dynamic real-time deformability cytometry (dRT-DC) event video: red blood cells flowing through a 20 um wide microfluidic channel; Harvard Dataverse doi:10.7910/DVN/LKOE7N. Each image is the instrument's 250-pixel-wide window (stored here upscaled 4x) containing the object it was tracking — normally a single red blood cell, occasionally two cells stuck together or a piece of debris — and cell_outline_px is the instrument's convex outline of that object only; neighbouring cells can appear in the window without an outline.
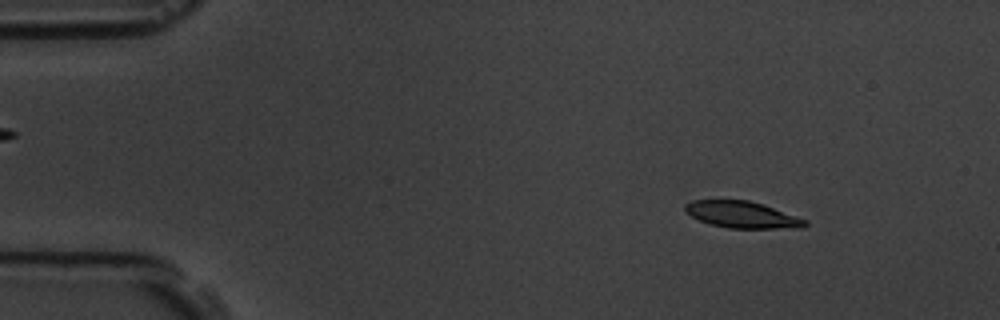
{"species": "common noctule bat (a hibernating species)", "species_latin": "Nyctalus noctula", "temperature_condition": "room temperature", "stored_images_in_passage": 17, "camera_frame_rate_fps": 3000, "um_per_image_px": 0.085, "animal": {"sex": "male", "body_mass_g": 19.5, "forearm_length_mm": 54.6}, "frame": {"image": 1, "passage_image": 2, "time_ms": 1.333, "image_size_px": [1000, 320], "cell_outline_px": [[808, 224], [804, 228], [728, 228], [708, 224], [684, 212], [684, 204], [692, 200], [748, 200], [764, 204], [808, 220]], "centroid_in_image_um": [63.09, 18.25], "position_along_channel_um": 21.9, "area_um2": 18.84}}
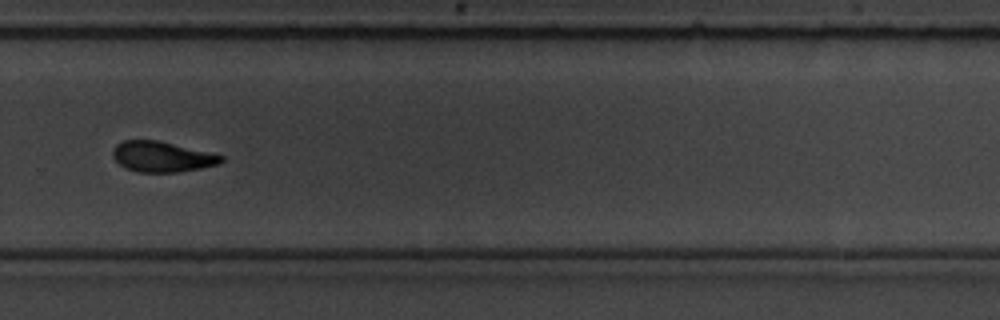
{"frame": {"image": 2, "passage_image": 11, "time_ms": 11.667, "image_size_px": [1000, 320], "cell_outline_px": [[224, 160], [220, 164], [200, 168], [176, 172], [136, 172], [120, 164], [112, 156], [112, 152], [116, 144], [124, 140], [156, 140], [208, 152], [224, 156]], "centroid_in_image_um": [13.76, 13.32], "position_along_channel_um": 316.0, "area_um2": 19.02}}
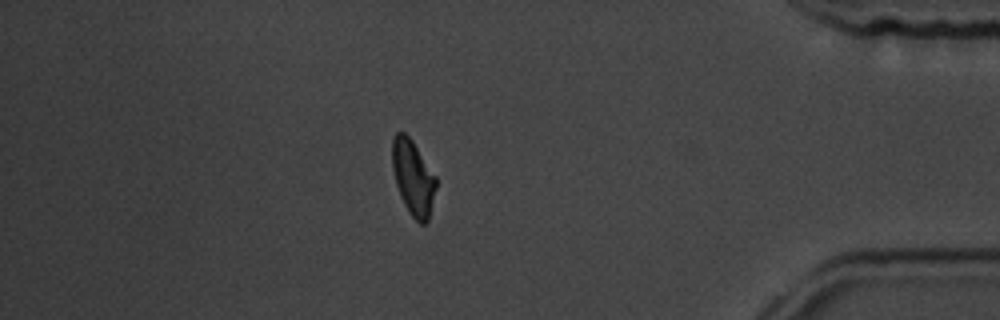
{"frame": {"image": 3, "passage_image": 14, "time_ms": 15.0, "image_size_px": [1000, 320], "cell_outline_px": [[436, 188], [428, 220], [424, 224], [420, 224], [408, 212], [400, 196], [396, 184], [392, 168], [392, 140], [396, 132], [404, 132], [412, 140], [436, 176]], "centroid_in_image_um": [35.1, 15.09], "position_along_channel_um": 400.1, "area_um2": 19.13}, "authors_computed_cell_mechanics": {"area_um2": 19.652, "velocity_mm_per_s": 3.6617, "shape_relaxation_time_tau1_ms": 3.674, "shape_relaxation_time_tau2_ms": 2.7769, "deformation_change_tau1": 0.1085, "deformation_change_tau2": 0.0656}}